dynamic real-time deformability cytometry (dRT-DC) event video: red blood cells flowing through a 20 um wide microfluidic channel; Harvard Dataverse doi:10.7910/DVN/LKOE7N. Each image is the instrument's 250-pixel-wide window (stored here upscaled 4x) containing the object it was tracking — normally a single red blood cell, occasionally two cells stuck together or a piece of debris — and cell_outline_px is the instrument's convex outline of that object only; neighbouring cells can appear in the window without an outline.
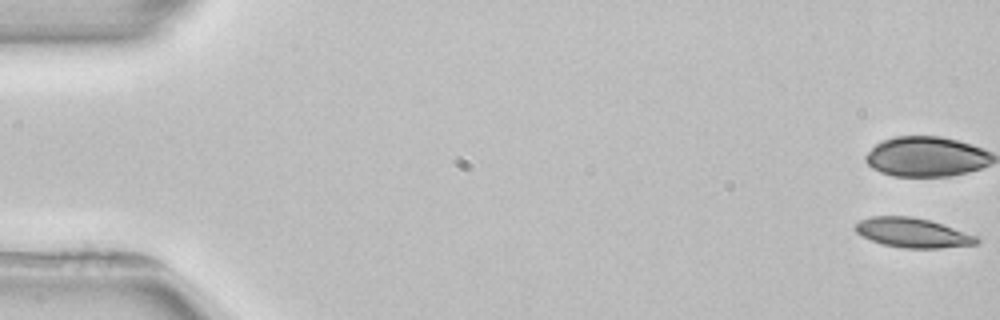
{"species": "common noctule bat (a hibernating species)", "species_latin": "Nyctalus noctula", "temperature_condition": "room temperature", "stored_images_in_passage": 4, "camera_frame_rate_fps": 3000, "um_per_image_px": 0.085, "animal": {"sex": "female", "body_mass_g": 22.7, "forearm_length_mm": 54.2}, "frame": {"image": 1, "passage_image": 1, "time_ms": 0.0, "image_size_px": [1000, 320], "cell_outline_px": [[980, 240], [976, 244], [940, 248], [904, 248], [884, 244], [872, 240], [856, 232], [856, 224], [860, 220], [872, 216], [912, 216], [928, 220], [980, 236]], "centroid_in_image_um": [77.62, 19.78], "position_along_channel_um": 7.4, "area_um2": 20.69}}